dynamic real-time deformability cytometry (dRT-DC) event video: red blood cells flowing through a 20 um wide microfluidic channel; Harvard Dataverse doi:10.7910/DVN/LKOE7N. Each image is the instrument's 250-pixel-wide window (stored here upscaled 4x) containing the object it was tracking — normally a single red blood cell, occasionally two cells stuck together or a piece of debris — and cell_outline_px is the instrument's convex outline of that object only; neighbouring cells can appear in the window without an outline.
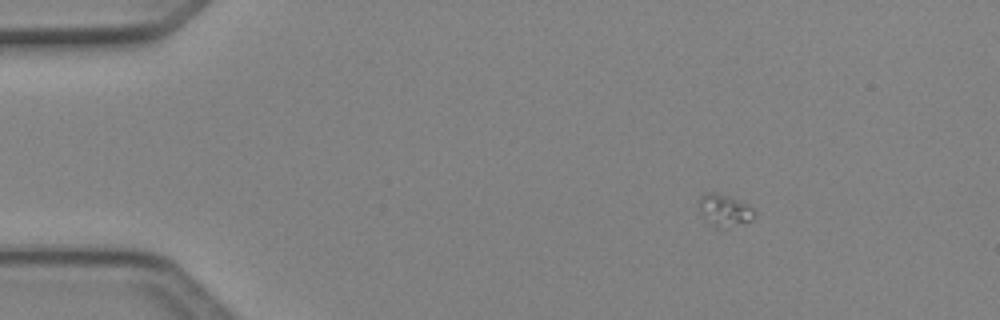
{"species": "Egyptian fruit bat (a non-hibernating species)", "species_latin": "Rousettus aegyptiacus", "temperature_condition": "cold", "stored_images_in_passage": 3, "camera_frame_rate_fps": 3000, "um_per_image_px": 0.085, "animal": {"sex": "female"}, "frame": {"image": 1, "passage_image": 1, "time_ms": 0.0, "image_size_px": [1000, 320], "cell_outline_px": [[756, 212], [752, 220], [728, 228], [724, 228], [712, 224], [700, 212], [700, 196], [704, 192], [716, 192], [752, 204]], "centroid_in_image_um": [61.66, 17.84], "position_along_channel_um": 23.3, "area_um2": 10.4}}